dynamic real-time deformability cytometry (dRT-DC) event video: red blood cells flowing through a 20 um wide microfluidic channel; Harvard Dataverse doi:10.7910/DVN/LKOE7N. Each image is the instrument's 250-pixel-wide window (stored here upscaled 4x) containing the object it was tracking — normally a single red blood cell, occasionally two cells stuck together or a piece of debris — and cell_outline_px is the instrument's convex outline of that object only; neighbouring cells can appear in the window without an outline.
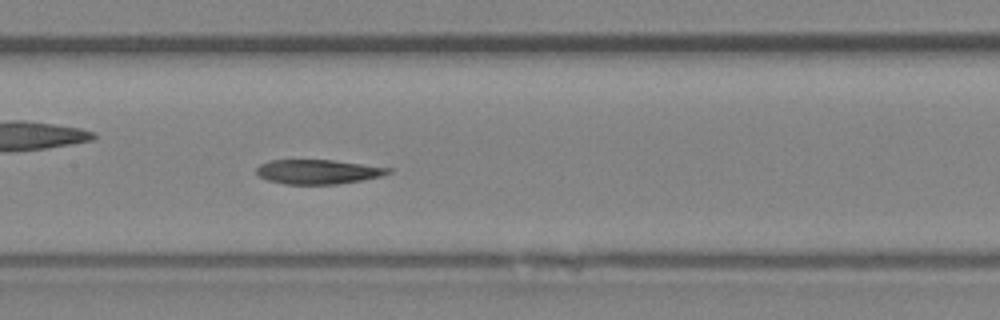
{"species": "Egyptian fruit bat (a non-hibernating species)", "species_latin": "Rousettus aegyptiacus", "temperature_condition": "room temperature", "stored_images_in_passage": 45, "camera_frame_rate_fps": 3000, "um_per_image_px": 0.085, "animal": {"sex": "female"}, "frame": {"image": 1, "passage_image": 20, "time_ms": 6.333, "image_size_px": [1000, 320], "cell_outline_px": [[392, 172], [380, 176], [360, 180], [336, 184], [284, 184], [268, 180], [256, 176], [256, 168], [260, 164], [272, 160], [332, 160], [392, 168]], "centroid_in_image_um": [26.99, 14.6], "position_along_channel_um": 180.4, "area_um2": 18.67}}